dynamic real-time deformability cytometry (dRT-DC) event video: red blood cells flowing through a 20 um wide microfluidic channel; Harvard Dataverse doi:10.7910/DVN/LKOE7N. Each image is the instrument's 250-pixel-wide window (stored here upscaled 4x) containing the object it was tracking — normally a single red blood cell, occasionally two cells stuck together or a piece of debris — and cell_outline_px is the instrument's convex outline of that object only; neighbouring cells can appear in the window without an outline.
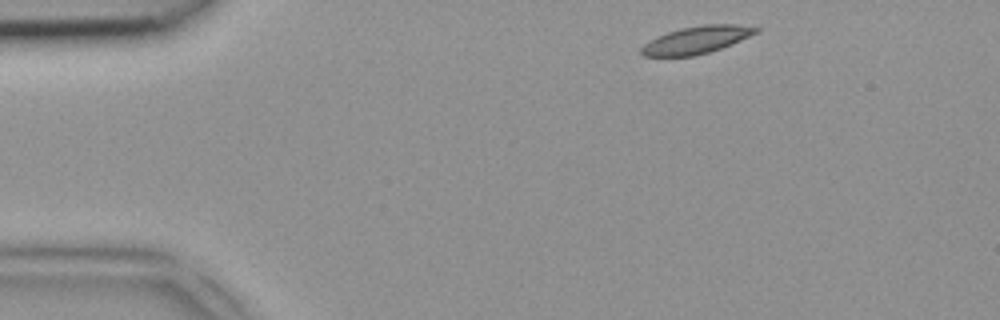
{"species": "common noctule bat (a hibernating species)", "species_latin": "Nyctalus noctula", "temperature_condition": "room temperature", "stored_images_in_passage": 7, "camera_frame_rate_fps": 3000, "um_per_image_px": 0.085, "animal": {"sex": "female", "body_mass_g": 18.4}, "frame": {"image": 1, "passage_image": 2, "time_ms": 0.333, "image_size_px": [1000, 320], "cell_outline_px": [[760, 32], [732, 44], [708, 52], [692, 56], [644, 56], [640, 52], [640, 48], [648, 40], [656, 36], [680, 28], [704, 24], [736, 24], [760, 28]], "centroid_in_image_um": [59.21, 3.38], "position_along_channel_um": 25.8, "area_um2": 18.38}}